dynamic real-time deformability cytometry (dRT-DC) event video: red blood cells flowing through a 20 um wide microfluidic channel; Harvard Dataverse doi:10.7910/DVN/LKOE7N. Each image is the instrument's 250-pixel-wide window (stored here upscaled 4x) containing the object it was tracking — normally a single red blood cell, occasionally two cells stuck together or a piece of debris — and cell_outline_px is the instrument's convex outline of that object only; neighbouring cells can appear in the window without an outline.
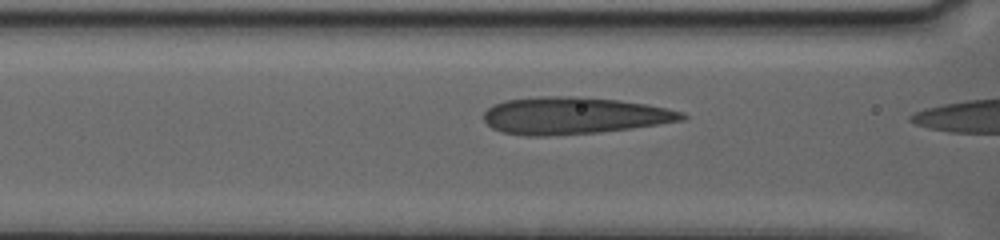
{"species": "human", "species_latin": "Homo sapiens", "temperature_condition": "warm", "stored_images_in_passage": 19, "camera_frame_rate_fps": 3000, "um_per_image_px": 0.085, "donor": {"sex": "female"}, "frame": {"image": 1, "passage_image": 14, "time_ms": 2.0, "image_size_px": [1000, 240], "cell_outline_px": [[688, 116], [684, 120], [660, 124], [600, 132], [548, 136], [524, 136], [504, 132], [492, 128], [484, 120], [484, 112], [492, 104], [504, 100], [540, 96], [580, 96], [620, 100], [648, 104], [668, 108], [684, 112]], "centroid_in_image_um": [48.79, 9.82], "position_along_channel_um": 117.8, "area_um2": 43.18}}